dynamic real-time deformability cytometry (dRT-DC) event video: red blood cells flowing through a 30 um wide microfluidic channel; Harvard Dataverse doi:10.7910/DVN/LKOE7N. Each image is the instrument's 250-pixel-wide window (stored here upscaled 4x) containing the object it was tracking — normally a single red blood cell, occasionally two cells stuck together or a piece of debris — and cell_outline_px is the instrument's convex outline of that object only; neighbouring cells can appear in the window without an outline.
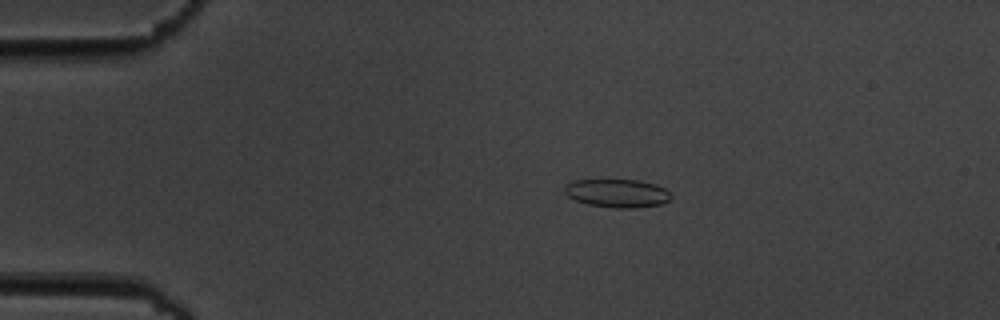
{"species": "common noctule bat (a hibernating species)", "species_latin": "Nyctalus noctula", "temperature_condition": "cold", "stored_images_in_passage": 6, "camera_frame_rate_fps": 3000, "um_per_image_px": 0.085, "animal": {"sex": "male", "body_mass_g": 19.5, "forearm_length_mm": 54.6}, "frame": {"image": 1, "passage_image": 2, "time_ms": 2.0, "image_size_px": [1000, 320], "cell_outline_px": [[672, 196], [664, 204], [636, 208], [616, 208], [588, 204], [576, 200], [568, 196], [564, 192], [564, 188], [568, 184], [576, 180], [640, 180], [656, 184], [664, 188]], "centroid_in_image_um": [52.5, 16.43], "position_along_channel_um": 32.5, "area_um2": 17.51}}
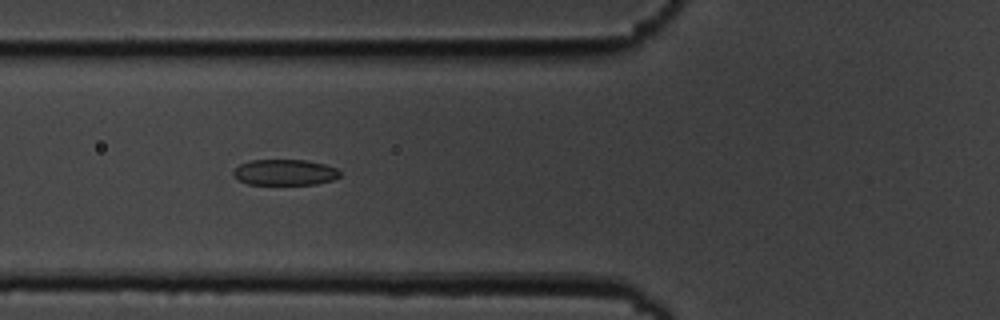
{"frame": {"image": 2, "passage_image": 5, "time_ms": 5.333, "image_size_px": [1000, 320], "cell_outline_px": [[340, 176], [332, 180], [316, 184], [248, 184], [232, 176], [232, 172], [240, 164], [252, 160], [308, 160], [324, 164], [336, 168], [340, 172]], "centroid_in_image_um": [24.21, 14.64], "position_along_channel_um": 101.6, "area_um2": 16.01}}
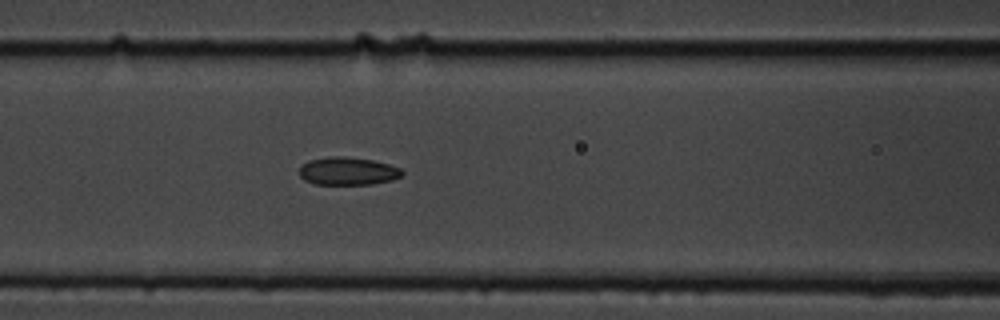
{"frame": {"image": 3, "passage_image": 6, "time_ms": 6.333, "image_size_px": [1000, 320], "cell_outline_px": [[404, 172], [400, 176], [392, 180], [372, 184], [316, 184], [304, 180], [300, 176], [300, 168], [308, 160], [332, 156], [340, 156], [372, 160], [388, 164], [400, 168]], "centroid_in_image_um": [29.56, 14.55], "position_along_channel_um": 137.0, "area_um2": 16.53}}